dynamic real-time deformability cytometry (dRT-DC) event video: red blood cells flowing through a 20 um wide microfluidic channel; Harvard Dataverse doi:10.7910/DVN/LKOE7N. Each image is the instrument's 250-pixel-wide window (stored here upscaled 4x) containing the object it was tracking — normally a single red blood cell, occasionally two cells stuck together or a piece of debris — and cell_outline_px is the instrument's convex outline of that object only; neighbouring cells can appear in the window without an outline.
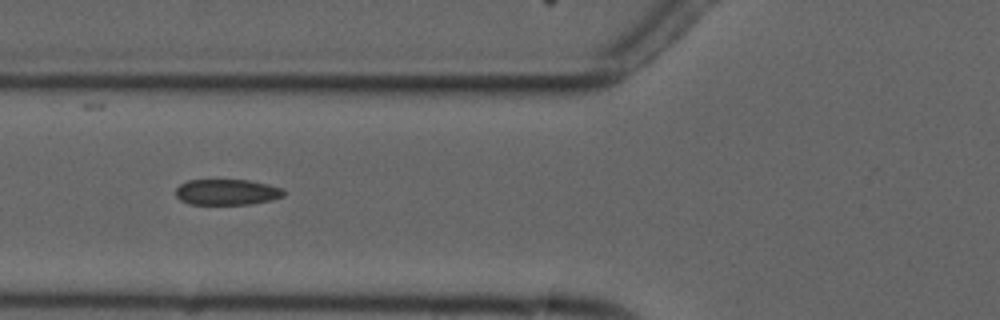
{"species": "common noctule bat (a hibernating species)", "species_latin": "Nyctalus noctula", "temperature_condition": "cold", "stored_images_in_passage": 7, "camera_frame_rate_fps": 3000, "um_per_image_px": 0.085, "animal": {"sex": "male", "forearm_length_mm": 52.5}, "frame": {"image": 1, "passage_image": 6, "time_ms": 5.667, "image_size_px": [1000, 320], "cell_outline_px": [[284, 196], [272, 200], [252, 204], [188, 204], [180, 200], [176, 196], [176, 188], [180, 184], [188, 180], [248, 180], [268, 184], [284, 188]], "centroid_in_image_um": [19.3, 16.33], "position_along_channel_um": 106.5, "area_um2": 16.36}}
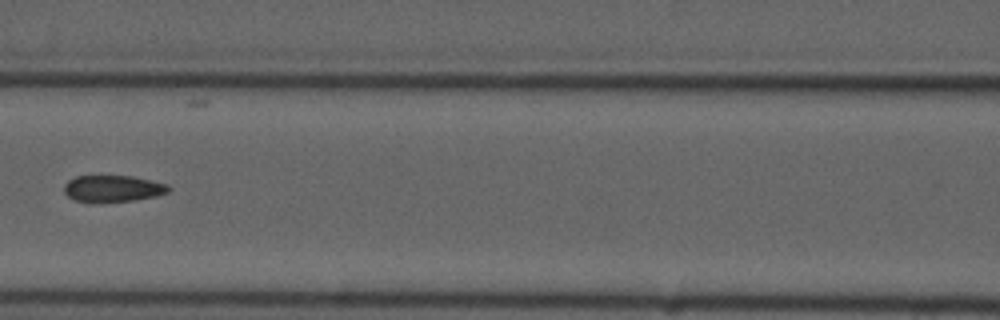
{"frame": {"image": 2, "passage_image": 7, "time_ms": 7.0, "image_size_px": [1000, 320], "cell_outline_px": [[172, 188], [168, 192], [156, 196], [136, 200], [96, 204], [76, 200], [68, 196], [64, 192], [64, 184], [68, 180], [76, 176], [132, 176], [168, 184]], "centroid_in_image_um": [9.59, 16.05], "position_along_channel_um": 157.0, "area_um2": 16.59}}